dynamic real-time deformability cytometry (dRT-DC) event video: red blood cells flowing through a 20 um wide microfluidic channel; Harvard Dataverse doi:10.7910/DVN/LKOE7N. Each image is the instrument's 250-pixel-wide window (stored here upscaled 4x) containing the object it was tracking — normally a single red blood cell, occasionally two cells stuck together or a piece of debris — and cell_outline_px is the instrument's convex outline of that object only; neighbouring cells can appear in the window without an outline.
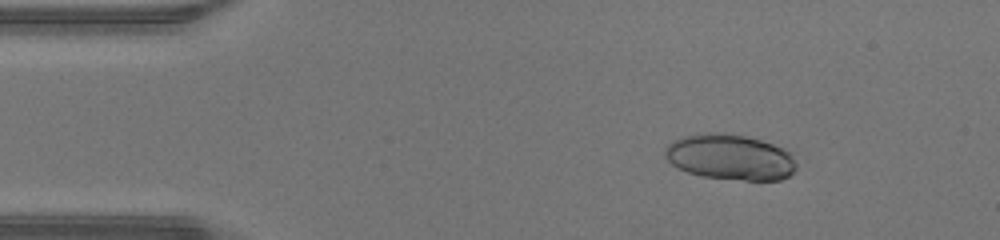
{"species": "human", "species_latin": "Homo sapiens", "temperature_condition": "warm", "stored_images_in_passage": 47, "camera_frame_rate_fps": 3000, "um_per_image_px": 0.085, "donor": {"sex": "male"}, "frame": {"image": 1, "passage_image": 7, "time_ms": 2.0, "image_size_px": [1000, 240], "cell_outline_px": [[796, 168], [788, 176], [780, 180], [744, 180], [700, 176], [688, 172], [672, 164], [664, 156], [664, 148], [672, 140], [684, 136], [708, 132], [724, 132], [748, 136], [784, 148], [792, 152], [796, 160]], "centroid_in_image_um": [62.07, 13.34], "position_along_channel_um": 22.9, "area_um2": 35.26}}
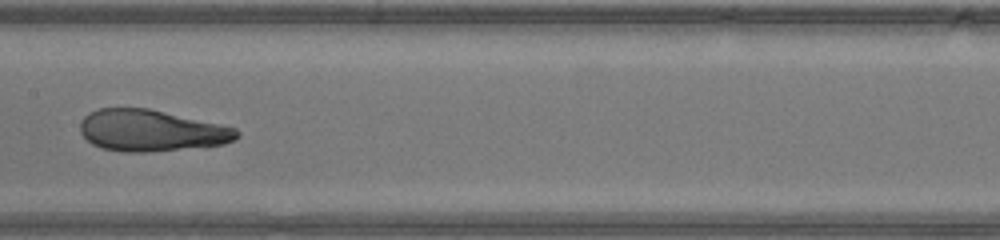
{"frame": {"image": 2, "passage_image": 24, "time_ms": 7.667, "image_size_px": [1000, 240], "cell_outline_px": [[240, 136], [224, 144], [148, 152], [120, 152], [100, 148], [92, 144], [80, 132], [80, 120], [88, 112], [100, 108], [148, 108], [220, 124], [236, 128], [240, 132]], "centroid_in_image_um": [12.81, 11.1], "position_along_channel_um": 194.6, "area_um2": 37.92}}
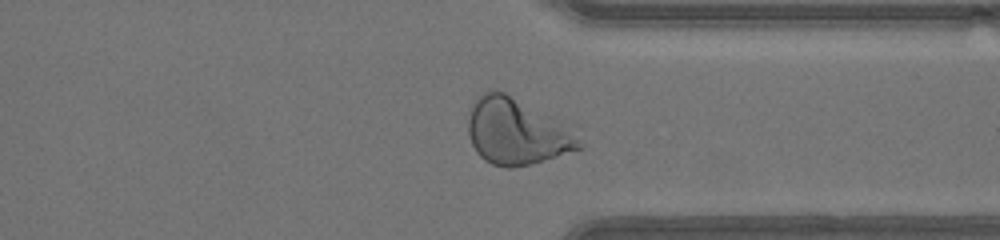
{"frame": {"image": 3, "passage_image": 36, "time_ms": 11.667, "image_size_px": [1000, 240], "cell_outline_px": [[584, 144], [580, 148], [532, 164], [512, 168], [504, 168], [492, 164], [484, 160], [476, 152], [472, 144], [468, 132], [468, 120], [472, 104], [476, 96], [492, 88], [496, 88], [504, 92], [572, 132]], "centroid_in_image_um": [43.79, 11.22], "position_along_channel_um": 367.6, "area_um2": 41.56}, "authors_computed_cell_mechanics": {"area_um2": 38.2058, "velocity_mm_per_s": 4.3786, "shape_relaxation_time_tau1_ms": 5.7868, "shape_relaxation_time_tau2_ms": 1.0175, "deformation_change_tau1": 0.2667, "deformation_change_tau2": 0.0832}}